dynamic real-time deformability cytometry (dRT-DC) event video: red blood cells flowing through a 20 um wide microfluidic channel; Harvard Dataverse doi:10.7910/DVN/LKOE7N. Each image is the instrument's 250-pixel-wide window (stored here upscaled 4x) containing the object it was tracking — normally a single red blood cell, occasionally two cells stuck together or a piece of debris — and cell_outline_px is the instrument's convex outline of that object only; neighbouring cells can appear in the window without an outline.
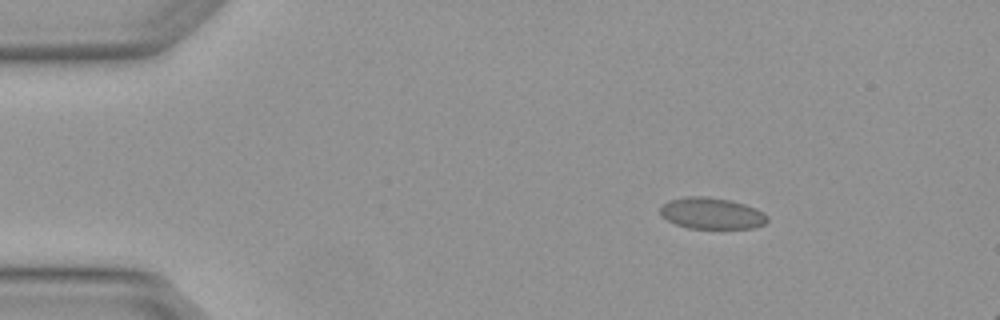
{"species": "Egyptian fruit bat (a non-hibernating species)", "species_latin": "Rousettus aegyptiacus", "temperature_condition": "warm", "stored_images_in_passage": 3, "segment_of_instrument_passage": [1, 2], "camera_frame_rate_fps": 3000, "um_per_image_px": 0.085, "animal": {"sex": "female"}, "frame": {"image": 1, "passage_image": 1, "time_ms": 0.0, "image_size_px": [1000, 320], "cell_outline_px": [[768, 220], [764, 224], [752, 228], [688, 228], [676, 224], [668, 220], [660, 212], [660, 208], [668, 200], [684, 196], [708, 196], [732, 200], [756, 208], [764, 212], [768, 216]], "centroid_in_image_um": [60.51, 18.12], "position_along_channel_um": 24.5, "area_um2": 19.65}}